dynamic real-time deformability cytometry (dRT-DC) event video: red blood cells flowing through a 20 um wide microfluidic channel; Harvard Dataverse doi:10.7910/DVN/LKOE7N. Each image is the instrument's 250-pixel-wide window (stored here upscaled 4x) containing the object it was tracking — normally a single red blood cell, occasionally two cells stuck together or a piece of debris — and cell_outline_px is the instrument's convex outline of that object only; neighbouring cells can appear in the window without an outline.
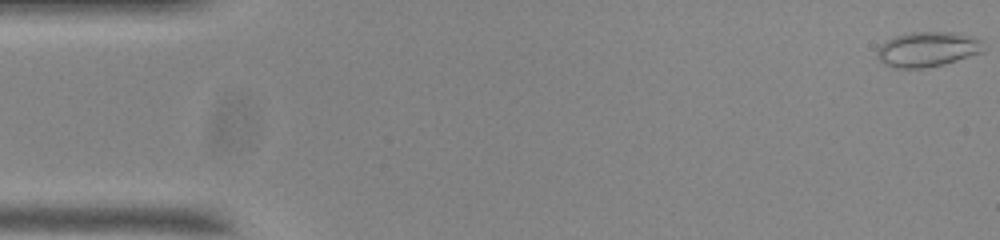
{"species": "common noctule bat (a hibernating species)", "species_latin": "Nyctalus noctula", "temperature_condition": "room temperature", "stored_images_in_passage": 55, "camera_frame_rate_fps": 3000, "um_per_image_px": 0.085, "animal": {"sex": "male", "body_mass_g": 20.0, "forearm_length_mm": 53.3}, "frame": {"image": 1, "passage_image": 1, "time_ms": 0.0, "image_size_px": [1000, 240], "cell_outline_px": [[984, 52], [944, 64], [924, 68], [896, 68], [884, 64], [876, 56], [876, 52], [880, 44], [884, 40], [892, 36], [912, 32], [952, 32], [972, 36], [980, 40]], "centroid_in_image_um": [78.79, 4.18], "position_along_channel_um": 6.2, "area_um2": 21.85}}
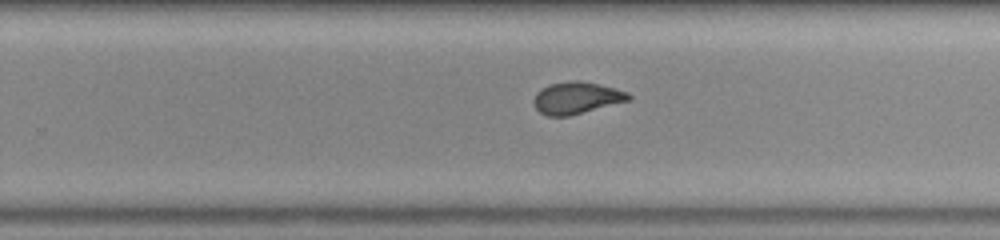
{"frame": {"image": 2, "passage_image": 34, "time_ms": 11.0, "image_size_px": [1000, 240], "cell_outline_px": [[632, 100], [568, 116], [548, 116], [540, 112], [536, 108], [532, 100], [536, 92], [540, 88], [548, 84], [568, 80], [580, 80], [600, 84], [616, 88], [628, 92], [632, 96]], "centroid_in_image_um": [49.01, 8.3], "position_along_channel_um": 280.8, "area_um2": 18.03}}
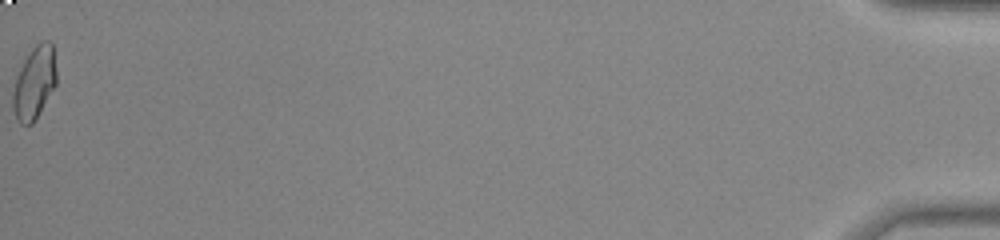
{"frame": {"image": 3, "passage_image": 55, "time_ms": 18.0, "image_size_px": [1000, 240], "cell_outline_px": [[56, 84], [36, 120], [32, 124], [20, 124], [16, 120], [12, 108], [12, 92], [16, 76], [24, 60], [32, 48], [40, 40], [48, 40], [52, 44], [56, 68]], "centroid_in_image_um": [2.91, 7.05], "position_along_channel_um": 432.3, "area_um2": 18.67}, "authors_computed_cell_mechanics": {"area_um2": 18.1492, "velocity_mm_per_s": 3.7277, "shape_relaxation_time_tau1_ms": null, "shape_relaxation_time_tau2_ms": 1.1506, "deformation_change_tau1": null, "deformation_change_tau2": 0.0745}}